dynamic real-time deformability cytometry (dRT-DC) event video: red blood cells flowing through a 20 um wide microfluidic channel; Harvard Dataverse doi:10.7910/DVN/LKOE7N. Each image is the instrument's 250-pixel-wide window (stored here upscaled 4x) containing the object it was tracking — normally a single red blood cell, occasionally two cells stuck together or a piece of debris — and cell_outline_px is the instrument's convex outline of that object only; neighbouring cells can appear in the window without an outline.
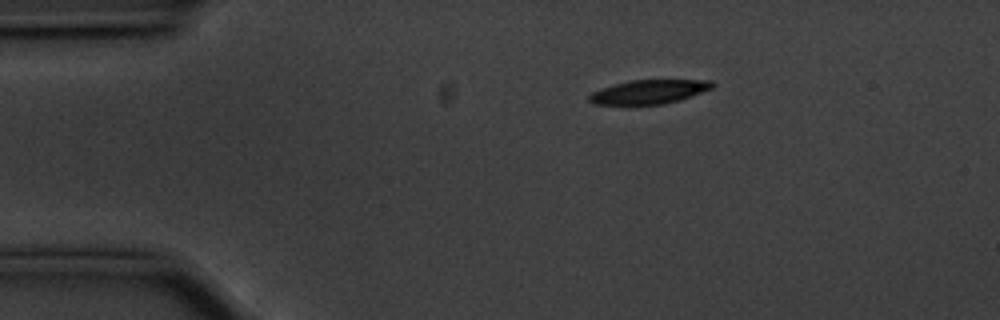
{"species": "common noctule bat (a hibernating species)", "species_latin": "Nyctalus noctula", "temperature_condition": "cold", "stored_images_in_passage": 49, "camera_frame_rate_fps": 3000, "um_per_image_px": 0.085, "animal": {"sex": "male", "body_mass_g": 20.1, "forearm_length_mm": 53.5}, "frame": {"image": 1, "passage_image": 3, "time_ms": 0.667, "image_size_px": [1000, 320], "cell_outline_px": [[716, 84], [712, 88], [680, 100], [664, 104], [592, 104], [588, 100], [588, 96], [592, 92], [600, 88], [628, 80], [712, 80]], "centroid_in_image_um": [55.15, 7.79], "position_along_channel_um": 29.8, "area_um2": 17.22}}
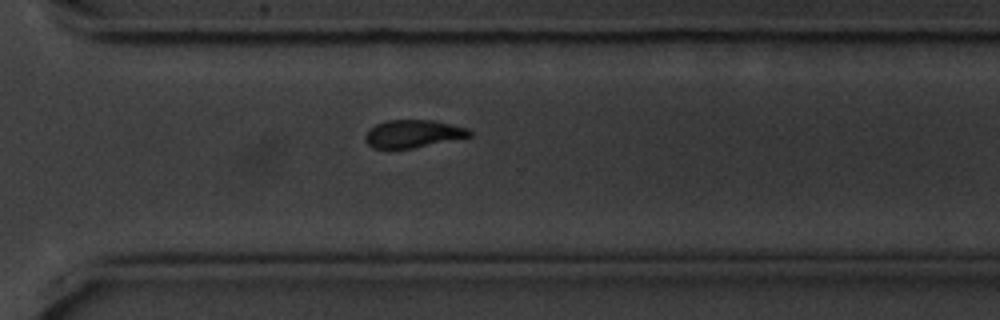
{"frame": {"image": 2, "passage_image": 33, "time_ms": 10.667, "image_size_px": [1000, 320], "cell_outline_px": [[472, 136], [412, 148], [372, 148], [364, 140], [364, 136], [376, 124], [388, 120], [432, 120], [468, 128], [472, 132]], "centroid_in_image_um": [35.11, 11.37], "position_along_channel_um": 335.5, "area_um2": 16.65}}
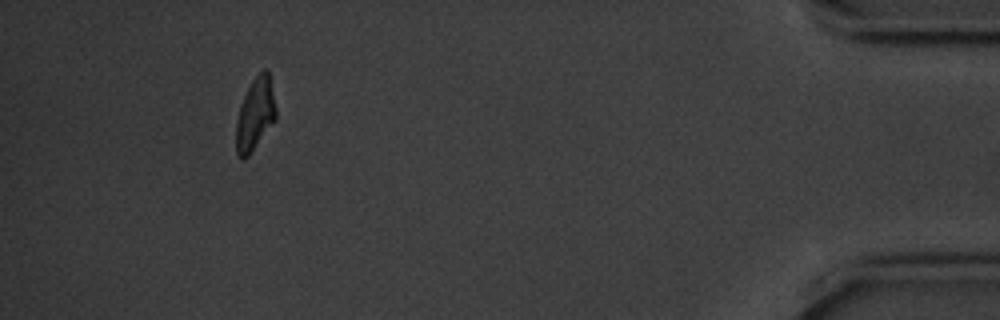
{"frame": {"image": 3, "passage_image": 45, "time_ms": 14.667, "image_size_px": [1000, 320], "cell_outline_px": [[276, 120], [248, 156], [240, 156], [236, 152], [236, 120], [240, 104], [252, 80], [264, 68], [268, 68], [276, 108]], "centroid_in_image_um": [21.7, 9.67], "position_along_channel_um": 413.5, "area_um2": 16.7}, "authors_computed_cell_mechanics": {"area_um2": 18.0336, "velocity_mm_per_s": 3.5481, "shape_relaxation_time_tau1_ms": 3.2173, "shape_relaxation_time_tau2_ms": null, "deformation_change_tau1": 0.1455, "deformation_change_tau2": null}}